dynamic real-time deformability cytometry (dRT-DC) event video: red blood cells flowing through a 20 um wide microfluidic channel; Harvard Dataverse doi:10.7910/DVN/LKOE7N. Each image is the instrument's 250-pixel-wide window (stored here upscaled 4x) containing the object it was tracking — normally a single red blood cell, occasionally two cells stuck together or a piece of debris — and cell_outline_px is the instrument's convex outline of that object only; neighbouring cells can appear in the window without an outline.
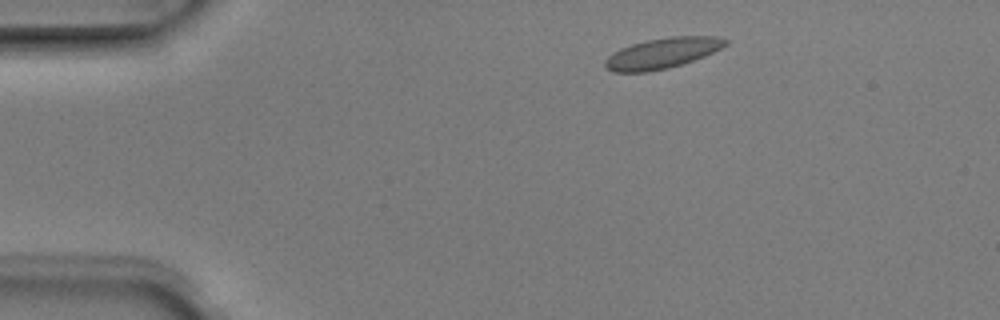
{"species": "Egyptian fruit bat (a non-hibernating species)", "species_latin": "Rousettus aegyptiacus", "temperature_condition": "room temperature", "stored_images_in_passage": 2, "camera_frame_rate_fps": 3000, "um_per_image_px": 0.085, "animal": {"sex": "male"}, "frame": {"image": 1, "passage_image": 1, "time_ms": 0.0, "image_size_px": [1000, 320], "cell_outline_px": [[728, 44], [704, 56], [668, 68], [648, 72], [612, 72], [604, 64], [604, 60], [612, 52], [620, 48], [632, 44], [648, 40], [668, 36], [716, 36], [728, 40]], "centroid_in_image_um": [56.27, 4.51], "position_along_channel_um": 28.7, "area_um2": 21.33}}